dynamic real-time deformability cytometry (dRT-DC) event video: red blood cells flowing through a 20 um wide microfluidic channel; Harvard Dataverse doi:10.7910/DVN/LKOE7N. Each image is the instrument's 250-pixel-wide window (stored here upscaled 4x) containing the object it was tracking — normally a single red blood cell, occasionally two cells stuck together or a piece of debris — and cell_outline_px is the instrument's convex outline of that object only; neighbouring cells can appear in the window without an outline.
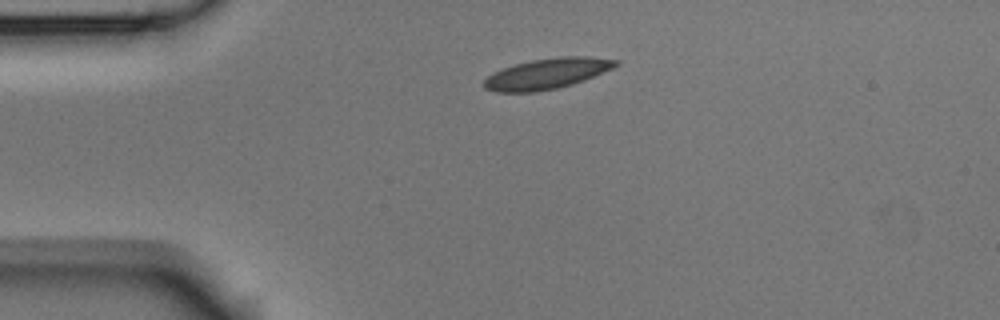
{"species": "Egyptian fruit bat (a non-hibernating species)", "species_latin": "Rousettus aegyptiacus", "temperature_condition": "room temperature", "stored_images_in_passage": 3, "camera_frame_rate_fps": 3000, "um_per_image_px": 0.085, "animal": {"sex": "male"}, "frame": {"image": 1, "passage_image": 1, "time_ms": 0.0, "image_size_px": [1000, 320], "cell_outline_px": [[620, 64], [612, 68], [584, 80], [572, 84], [556, 88], [536, 92], [496, 92], [484, 88], [480, 84], [492, 72], [516, 64], [532, 60], [556, 56], [588, 56], [620, 60]], "centroid_in_image_um": [46.48, 6.26], "position_along_channel_um": 38.5, "area_um2": 23.58}}
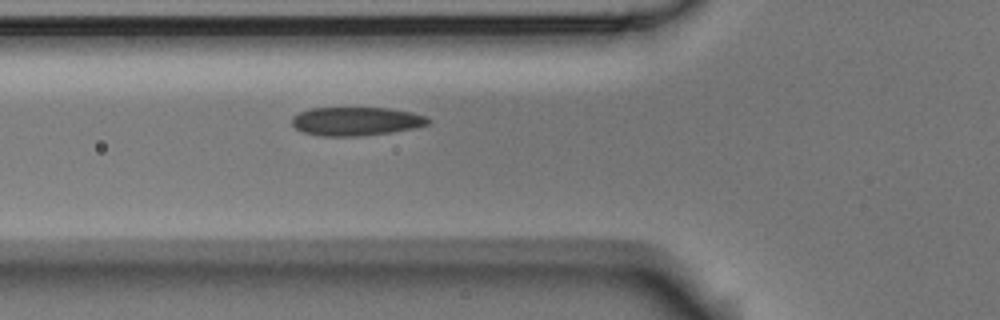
{"frame": {"image": 2, "passage_image": 3, "time_ms": 0.667, "image_size_px": [1000, 320], "cell_outline_px": [[432, 120], [428, 124], [412, 128], [388, 132], [360, 136], [320, 136], [304, 132], [296, 128], [292, 124], [292, 116], [300, 112], [312, 108], [388, 108], [412, 112], [424, 116]], "centroid_in_image_um": [30.25, 10.3], "position_along_channel_um": 95.6, "area_um2": 22.48}}